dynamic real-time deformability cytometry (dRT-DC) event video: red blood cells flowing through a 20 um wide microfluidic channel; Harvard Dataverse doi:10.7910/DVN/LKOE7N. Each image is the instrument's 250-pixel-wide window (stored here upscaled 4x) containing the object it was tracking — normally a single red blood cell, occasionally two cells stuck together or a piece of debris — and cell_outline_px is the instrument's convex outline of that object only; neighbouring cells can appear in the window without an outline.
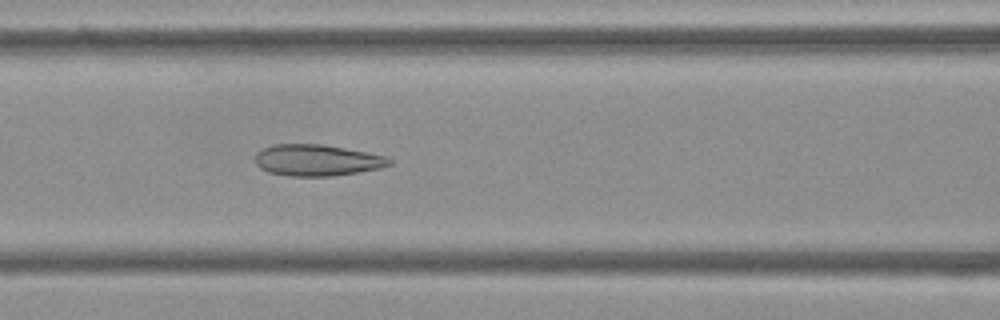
{"species": "Egyptian fruit bat (a non-hibernating species)", "species_latin": "Rousettus aegyptiacus", "temperature_condition": "cold", "stored_images_in_passage": 52, "camera_frame_rate_fps": 3000, "um_per_image_px": 0.085, "frame": {"image": 1, "passage_image": 21, "time_ms": 6.667, "image_size_px": [1000, 320], "cell_outline_px": [[392, 164], [380, 168], [332, 176], [288, 176], [268, 172], [260, 168], [256, 164], [256, 152], [272, 144], [320, 144], [368, 152], [384, 156], [392, 160]], "centroid_in_image_um": [26.92, 13.62], "position_along_channel_um": 139.7, "area_um2": 24.45}}
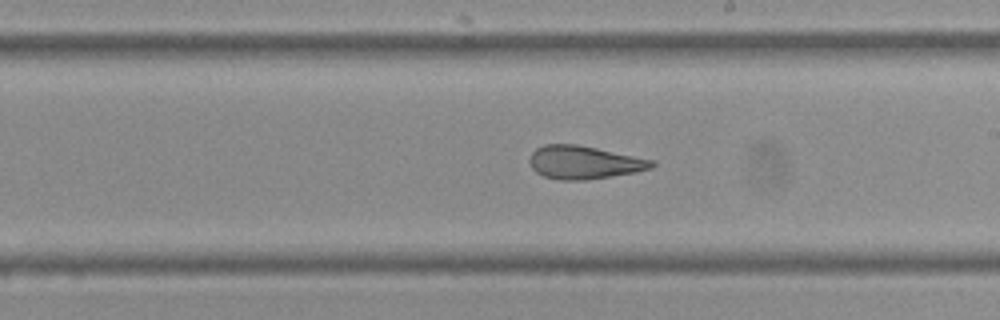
{"frame": {"image": 2, "passage_image": 29, "time_ms": 9.333, "image_size_px": [1000, 320], "cell_outline_px": [[656, 164], [652, 168], [636, 172], [612, 176], [584, 180], [560, 180], [544, 176], [536, 172], [532, 168], [528, 160], [532, 152], [536, 148], [544, 144], [576, 144], [656, 160]], "centroid_in_image_um": [49.65, 13.8], "position_along_channel_um": 239.3, "area_um2": 23.7}}
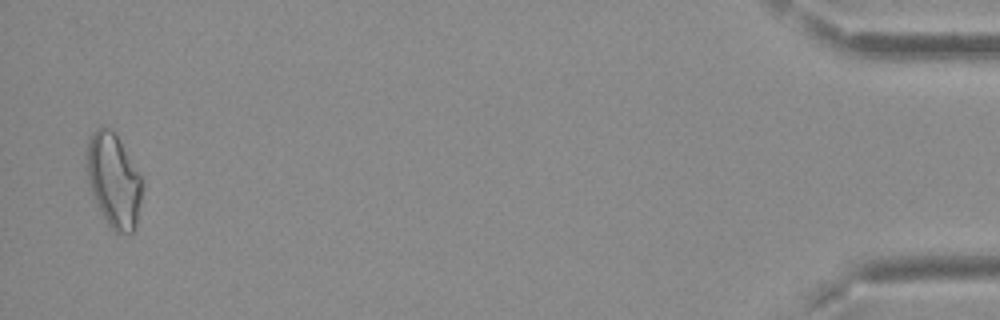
{"frame": {"image": 3, "passage_image": 51, "time_ms": 16.667, "image_size_px": [1000, 320], "cell_outline_px": [[140, 200], [136, 224], [132, 232], [116, 232], [108, 224], [100, 212], [96, 204], [84, 168], [88, 140], [92, 132], [100, 124], [104, 124], [116, 136], [140, 176]], "centroid_in_image_um": [9.58, 15.3], "position_along_channel_um": 425.6, "area_um2": 29.77}, "authors_computed_cell_mechanics": {"area_um2": 25.8077, "velocity_mm_per_s": 3.7394, "shape_relaxation_time_tau1_ms": null, "shape_relaxation_time_tau2_ms": 1.5672, "deformation_change_tau1": null, "deformation_change_tau2": 0.0994}}